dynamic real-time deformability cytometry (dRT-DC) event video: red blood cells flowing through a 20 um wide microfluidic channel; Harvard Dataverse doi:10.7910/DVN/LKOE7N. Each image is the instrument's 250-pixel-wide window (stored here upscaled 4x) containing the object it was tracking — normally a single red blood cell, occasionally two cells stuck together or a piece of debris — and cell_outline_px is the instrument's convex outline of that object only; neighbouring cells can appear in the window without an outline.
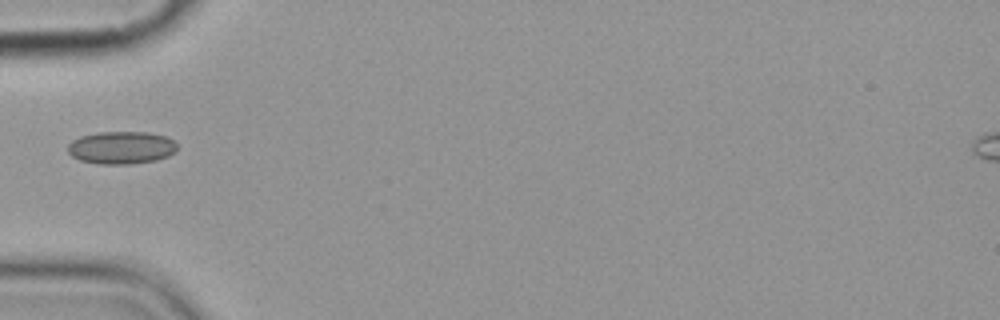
{"species": "common noctule bat (a hibernating species)", "species_latin": "Nyctalus noctula", "temperature_condition": "cold", "stored_images_in_passage": 5, "camera_frame_rate_fps": 3000, "um_per_image_px": 0.085, "animal": {"sex": "female", "body_mass_g": 19.9}, "frame": {"image": 1, "passage_image": 5, "time_ms": 5.333, "image_size_px": [1000, 320], "cell_outline_px": [[176, 152], [168, 156], [156, 160], [128, 164], [100, 164], [80, 160], [72, 156], [68, 152], [68, 144], [72, 140], [80, 136], [100, 132], [148, 132], [164, 136], [172, 140], [176, 144]], "centroid_in_image_um": [10.3, 12.55], "position_along_channel_um": 74.7, "area_um2": 20.75}}